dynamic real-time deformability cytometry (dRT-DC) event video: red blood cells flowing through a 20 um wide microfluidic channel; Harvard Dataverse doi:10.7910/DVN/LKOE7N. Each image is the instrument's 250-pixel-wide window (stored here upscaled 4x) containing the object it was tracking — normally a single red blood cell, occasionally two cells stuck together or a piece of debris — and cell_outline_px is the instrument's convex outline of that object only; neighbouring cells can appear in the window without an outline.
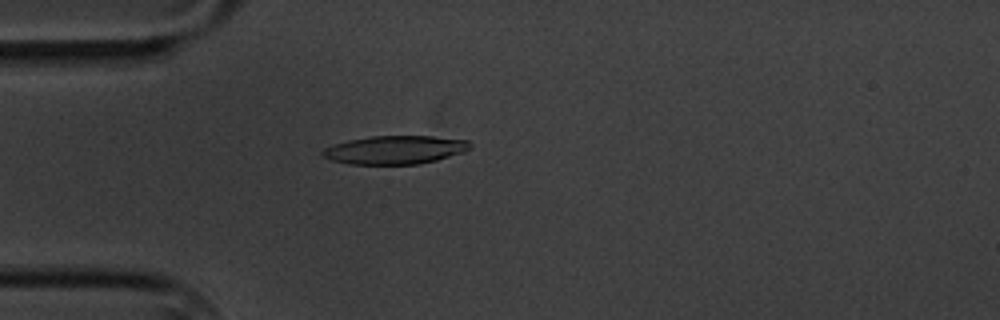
{"species": "common noctule bat (a hibernating species)", "species_latin": "Nyctalus noctula", "temperature_condition": "cold", "stored_images_in_passage": 6, "camera_frame_rate_fps": 3000, "um_per_image_px": 0.085, "animal": {"sex": "male", "body_mass_g": 20.1, "forearm_length_mm": 53.5}, "frame": {"image": 1, "passage_image": 5, "time_ms": 4.667, "image_size_px": [1000, 320], "cell_outline_px": [[472, 144], [464, 152], [436, 160], [420, 164], [348, 164], [332, 160], [324, 156], [320, 152], [324, 148], [348, 140], [372, 136], [432, 136], [468, 140]], "centroid_in_image_um": [33.58, 12.74], "position_along_channel_um": 51.4, "area_um2": 24.28}}